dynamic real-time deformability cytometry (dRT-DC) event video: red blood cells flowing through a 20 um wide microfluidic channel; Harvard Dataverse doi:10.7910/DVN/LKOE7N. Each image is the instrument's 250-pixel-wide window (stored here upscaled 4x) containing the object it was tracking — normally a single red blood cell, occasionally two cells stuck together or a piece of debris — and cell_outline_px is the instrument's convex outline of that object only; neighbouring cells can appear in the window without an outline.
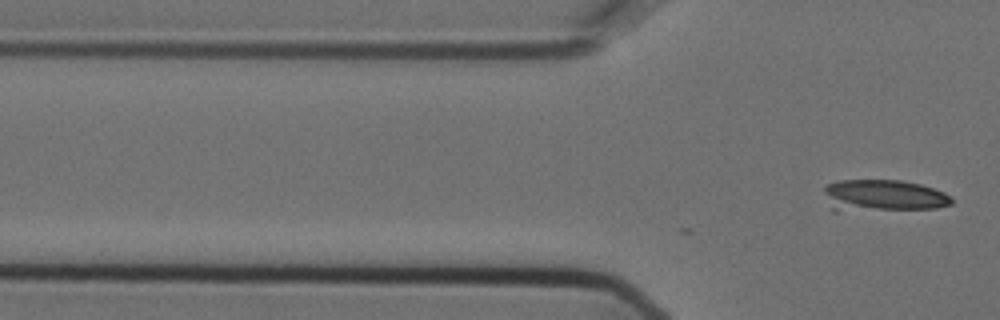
{"species": "Egyptian fruit bat (a non-hibernating species)", "species_latin": "Rousettus aegyptiacus", "temperature_condition": "cold", "stored_images_in_passage": 2, "camera_frame_rate_fps": 3000, "um_per_image_px": 0.085, "animal": {"sex": "female"}, "frame": {"image": 1, "passage_image": 2, "time_ms": 0.333, "image_size_px": [1000, 320], "cell_outline_px": [[952, 204], [936, 208], [836, 212], [832, 212], [824, 192], [824, 184], [840, 180], [900, 180], [920, 184], [944, 192], [952, 196]], "centroid_in_image_um": [75.02, 16.64], "position_along_channel_um": 50.8, "area_um2": 24.16}}